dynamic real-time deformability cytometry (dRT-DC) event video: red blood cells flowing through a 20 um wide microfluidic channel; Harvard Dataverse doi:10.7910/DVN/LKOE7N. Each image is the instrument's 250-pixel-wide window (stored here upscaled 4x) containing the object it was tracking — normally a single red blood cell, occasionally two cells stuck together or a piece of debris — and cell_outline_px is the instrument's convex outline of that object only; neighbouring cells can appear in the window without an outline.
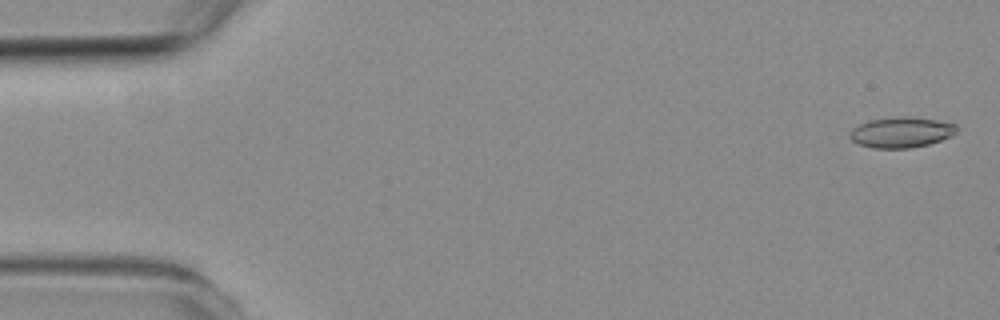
{"species": "common noctule bat (a hibernating species)", "species_latin": "Nyctalus noctula", "temperature_condition": "room temperature", "stored_images_in_passage": 5, "camera_frame_rate_fps": 3000, "um_per_image_px": 0.085, "animal": {"sex": "female", "body_mass_g": 19.3, "forearm_length_mm": 54.1}, "frame": {"image": 1, "passage_image": 1, "time_ms": 0.0, "image_size_px": [1000, 320], "cell_outline_px": [[956, 132], [952, 136], [928, 144], [912, 148], [872, 148], [860, 144], [852, 140], [848, 136], [848, 132], [852, 128], [868, 120], [896, 116], [908, 116], [936, 120], [956, 124]], "centroid_in_image_um": [76.57, 11.24], "position_along_channel_um": 8.4, "area_um2": 19.13}}
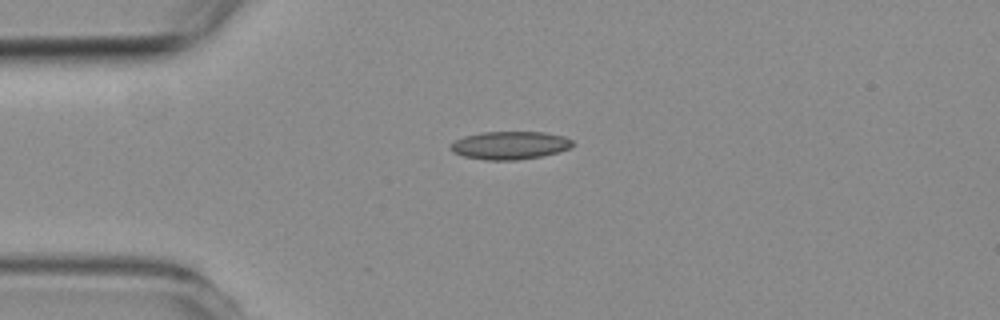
{"frame": {"image": 2, "passage_image": 4, "time_ms": 3.667, "image_size_px": [1000, 320], "cell_outline_px": [[576, 144], [568, 148], [556, 152], [540, 156], [516, 160], [484, 160], [464, 156], [452, 152], [448, 148], [448, 144], [464, 136], [484, 132], [544, 132], [564, 136], [572, 140]], "centroid_in_image_um": [43.3, 12.35], "position_along_channel_um": 41.7, "area_um2": 19.94}}